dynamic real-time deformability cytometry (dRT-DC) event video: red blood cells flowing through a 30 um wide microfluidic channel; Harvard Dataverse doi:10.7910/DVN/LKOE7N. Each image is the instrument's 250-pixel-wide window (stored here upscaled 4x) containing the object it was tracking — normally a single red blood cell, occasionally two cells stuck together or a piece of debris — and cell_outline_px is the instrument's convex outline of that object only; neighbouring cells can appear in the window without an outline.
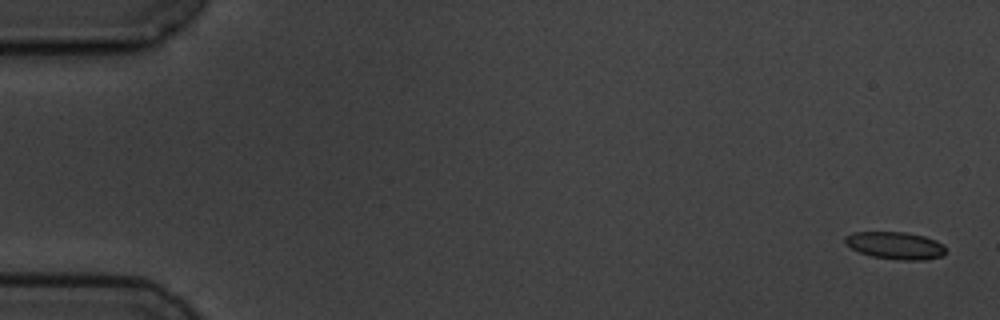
{"species": "common noctule bat (a hibernating species)", "species_latin": "Nyctalus noctula", "temperature_condition": "cold", "stored_images_in_passage": 5, "camera_frame_rate_fps": 3000, "um_per_image_px": 0.085, "animal": {"sex": "male", "body_mass_g": 19.5, "forearm_length_mm": 54.6}, "frame": {"image": 1, "passage_image": 1, "time_ms": 0.0, "image_size_px": [1000, 320], "cell_outline_px": [[944, 256], [924, 260], [900, 260], [872, 256], [860, 252], [852, 248], [844, 240], [844, 236], [852, 232], [904, 232], [924, 236], [936, 240], [944, 244]], "centroid_in_image_um": [76.12, 20.86], "position_along_channel_um": 8.9, "area_um2": 16.01}}
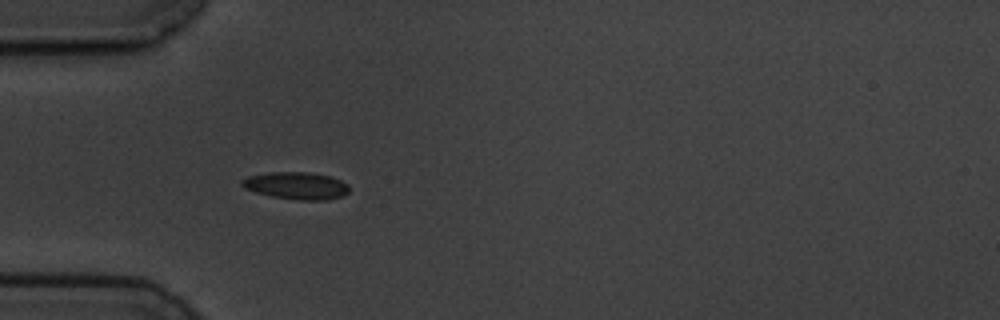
{"frame": {"image": 2, "passage_image": 5, "time_ms": 5.333, "image_size_px": [1000, 320], "cell_outline_px": [[348, 192], [344, 196], [328, 200], [300, 200], [272, 196], [256, 192], [244, 188], [240, 184], [240, 180], [248, 176], [268, 172], [308, 172], [332, 176], [348, 184]], "centroid_in_image_um": [25.2, 15.77], "position_along_channel_um": 59.8, "area_um2": 17.17}}